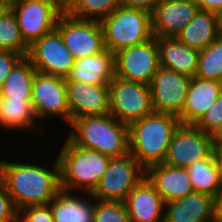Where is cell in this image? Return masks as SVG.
<instances>
[{
  "mask_svg": "<svg viewBox=\"0 0 222 222\" xmlns=\"http://www.w3.org/2000/svg\"><path fill=\"white\" fill-rule=\"evenodd\" d=\"M53 168L50 171L37 164L0 161V177L17 212L25 207L49 204L61 191L57 158Z\"/></svg>",
  "mask_w": 222,
  "mask_h": 222,
  "instance_id": "obj_1",
  "label": "cell"
},
{
  "mask_svg": "<svg viewBox=\"0 0 222 222\" xmlns=\"http://www.w3.org/2000/svg\"><path fill=\"white\" fill-rule=\"evenodd\" d=\"M177 116L152 112L128 126L129 152L146 169L163 163L173 133L180 125Z\"/></svg>",
  "mask_w": 222,
  "mask_h": 222,
  "instance_id": "obj_2",
  "label": "cell"
},
{
  "mask_svg": "<svg viewBox=\"0 0 222 222\" xmlns=\"http://www.w3.org/2000/svg\"><path fill=\"white\" fill-rule=\"evenodd\" d=\"M68 139L76 146L114 158L129 152L128 125L111 114L87 116L71 121Z\"/></svg>",
  "mask_w": 222,
  "mask_h": 222,
  "instance_id": "obj_3",
  "label": "cell"
},
{
  "mask_svg": "<svg viewBox=\"0 0 222 222\" xmlns=\"http://www.w3.org/2000/svg\"><path fill=\"white\" fill-rule=\"evenodd\" d=\"M62 148L57 156L61 190L70 192L82 188L85 193H92L111 158L95 150L78 147L68 138Z\"/></svg>",
  "mask_w": 222,
  "mask_h": 222,
  "instance_id": "obj_4",
  "label": "cell"
},
{
  "mask_svg": "<svg viewBox=\"0 0 222 222\" xmlns=\"http://www.w3.org/2000/svg\"><path fill=\"white\" fill-rule=\"evenodd\" d=\"M100 23L103 28L105 48L113 54L154 37L152 14L142 9L121 5Z\"/></svg>",
  "mask_w": 222,
  "mask_h": 222,
  "instance_id": "obj_5",
  "label": "cell"
},
{
  "mask_svg": "<svg viewBox=\"0 0 222 222\" xmlns=\"http://www.w3.org/2000/svg\"><path fill=\"white\" fill-rule=\"evenodd\" d=\"M109 114L130 125L154 112L150 85L115 76L109 82Z\"/></svg>",
  "mask_w": 222,
  "mask_h": 222,
  "instance_id": "obj_6",
  "label": "cell"
},
{
  "mask_svg": "<svg viewBox=\"0 0 222 222\" xmlns=\"http://www.w3.org/2000/svg\"><path fill=\"white\" fill-rule=\"evenodd\" d=\"M145 177V168L130 153L110 159L106 172L92 193L91 199L123 202Z\"/></svg>",
  "mask_w": 222,
  "mask_h": 222,
  "instance_id": "obj_7",
  "label": "cell"
},
{
  "mask_svg": "<svg viewBox=\"0 0 222 222\" xmlns=\"http://www.w3.org/2000/svg\"><path fill=\"white\" fill-rule=\"evenodd\" d=\"M55 29L75 60L106 49L103 28L99 21L78 19L63 12L57 19Z\"/></svg>",
  "mask_w": 222,
  "mask_h": 222,
  "instance_id": "obj_8",
  "label": "cell"
},
{
  "mask_svg": "<svg viewBox=\"0 0 222 222\" xmlns=\"http://www.w3.org/2000/svg\"><path fill=\"white\" fill-rule=\"evenodd\" d=\"M115 76L150 85L159 65L156 37L140 44L123 48L115 54Z\"/></svg>",
  "mask_w": 222,
  "mask_h": 222,
  "instance_id": "obj_9",
  "label": "cell"
},
{
  "mask_svg": "<svg viewBox=\"0 0 222 222\" xmlns=\"http://www.w3.org/2000/svg\"><path fill=\"white\" fill-rule=\"evenodd\" d=\"M214 150L211 135L205 134L195 125L180 124L173 133L163 163L187 168L196 161L207 158Z\"/></svg>",
  "mask_w": 222,
  "mask_h": 222,
  "instance_id": "obj_10",
  "label": "cell"
},
{
  "mask_svg": "<svg viewBox=\"0 0 222 222\" xmlns=\"http://www.w3.org/2000/svg\"><path fill=\"white\" fill-rule=\"evenodd\" d=\"M26 57L37 72L64 78L75 63L71 51L56 29L34 41L29 46Z\"/></svg>",
  "mask_w": 222,
  "mask_h": 222,
  "instance_id": "obj_11",
  "label": "cell"
},
{
  "mask_svg": "<svg viewBox=\"0 0 222 222\" xmlns=\"http://www.w3.org/2000/svg\"><path fill=\"white\" fill-rule=\"evenodd\" d=\"M191 77L160 66L150 83L154 112L177 116L182 112Z\"/></svg>",
  "mask_w": 222,
  "mask_h": 222,
  "instance_id": "obj_12",
  "label": "cell"
},
{
  "mask_svg": "<svg viewBox=\"0 0 222 222\" xmlns=\"http://www.w3.org/2000/svg\"><path fill=\"white\" fill-rule=\"evenodd\" d=\"M31 103L37 119L46 118L48 115L56 117L59 115L63 116L68 124L71 123L64 77L36 71L32 83Z\"/></svg>",
  "mask_w": 222,
  "mask_h": 222,
  "instance_id": "obj_13",
  "label": "cell"
},
{
  "mask_svg": "<svg viewBox=\"0 0 222 222\" xmlns=\"http://www.w3.org/2000/svg\"><path fill=\"white\" fill-rule=\"evenodd\" d=\"M10 9L16 16L22 38L28 46L52 32L61 14L53 4L39 1L13 3Z\"/></svg>",
  "mask_w": 222,
  "mask_h": 222,
  "instance_id": "obj_14",
  "label": "cell"
},
{
  "mask_svg": "<svg viewBox=\"0 0 222 222\" xmlns=\"http://www.w3.org/2000/svg\"><path fill=\"white\" fill-rule=\"evenodd\" d=\"M71 121L109 114V87L86 82H66Z\"/></svg>",
  "mask_w": 222,
  "mask_h": 222,
  "instance_id": "obj_15",
  "label": "cell"
},
{
  "mask_svg": "<svg viewBox=\"0 0 222 222\" xmlns=\"http://www.w3.org/2000/svg\"><path fill=\"white\" fill-rule=\"evenodd\" d=\"M194 0H158L152 13L154 37H176L198 11Z\"/></svg>",
  "mask_w": 222,
  "mask_h": 222,
  "instance_id": "obj_16",
  "label": "cell"
},
{
  "mask_svg": "<svg viewBox=\"0 0 222 222\" xmlns=\"http://www.w3.org/2000/svg\"><path fill=\"white\" fill-rule=\"evenodd\" d=\"M145 177L161 195L164 203L194 192L186 168L157 163L145 169Z\"/></svg>",
  "mask_w": 222,
  "mask_h": 222,
  "instance_id": "obj_17",
  "label": "cell"
},
{
  "mask_svg": "<svg viewBox=\"0 0 222 222\" xmlns=\"http://www.w3.org/2000/svg\"><path fill=\"white\" fill-rule=\"evenodd\" d=\"M131 222H163L165 203L144 177L123 201Z\"/></svg>",
  "mask_w": 222,
  "mask_h": 222,
  "instance_id": "obj_18",
  "label": "cell"
},
{
  "mask_svg": "<svg viewBox=\"0 0 222 222\" xmlns=\"http://www.w3.org/2000/svg\"><path fill=\"white\" fill-rule=\"evenodd\" d=\"M222 91V82L191 78L182 112L178 115L181 124L195 125L216 101Z\"/></svg>",
  "mask_w": 222,
  "mask_h": 222,
  "instance_id": "obj_19",
  "label": "cell"
},
{
  "mask_svg": "<svg viewBox=\"0 0 222 222\" xmlns=\"http://www.w3.org/2000/svg\"><path fill=\"white\" fill-rule=\"evenodd\" d=\"M115 77V55L109 50L75 60L65 82L109 85Z\"/></svg>",
  "mask_w": 222,
  "mask_h": 222,
  "instance_id": "obj_20",
  "label": "cell"
},
{
  "mask_svg": "<svg viewBox=\"0 0 222 222\" xmlns=\"http://www.w3.org/2000/svg\"><path fill=\"white\" fill-rule=\"evenodd\" d=\"M165 205L163 222H212L213 197L206 194L192 192Z\"/></svg>",
  "mask_w": 222,
  "mask_h": 222,
  "instance_id": "obj_21",
  "label": "cell"
},
{
  "mask_svg": "<svg viewBox=\"0 0 222 222\" xmlns=\"http://www.w3.org/2000/svg\"><path fill=\"white\" fill-rule=\"evenodd\" d=\"M159 65L189 77L196 76L199 50L181 43L176 37H156Z\"/></svg>",
  "mask_w": 222,
  "mask_h": 222,
  "instance_id": "obj_22",
  "label": "cell"
},
{
  "mask_svg": "<svg viewBox=\"0 0 222 222\" xmlns=\"http://www.w3.org/2000/svg\"><path fill=\"white\" fill-rule=\"evenodd\" d=\"M221 23L215 12L198 9L194 18L177 34L185 45L202 50L220 35Z\"/></svg>",
  "mask_w": 222,
  "mask_h": 222,
  "instance_id": "obj_23",
  "label": "cell"
},
{
  "mask_svg": "<svg viewBox=\"0 0 222 222\" xmlns=\"http://www.w3.org/2000/svg\"><path fill=\"white\" fill-rule=\"evenodd\" d=\"M186 170L194 192L214 198L222 191V172L215 150L207 158L189 165Z\"/></svg>",
  "mask_w": 222,
  "mask_h": 222,
  "instance_id": "obj_24",
  "label": "cell"
},
{
  "mask_svg": "<svg viewBox=\"0 0 222 222\" xmlns=\"http://www.w3.org/2000/svg\"><path fill=\"white\" fill-rule=\"evenodd\" d=\"M54 222H93L94 203L61 190L49 203Z\"/></svg>",
  "mask_w": 222,
  "mask_h": 222,
  "instance_id": "obj_25",
  "label": "cell"
},
{
  "mask_svg": "<svg viewBox=\"0 0 222 222\" xmlns=\"http://www.w3.org/2000/svg\"><path fill=\"white\" fill-rule=\"evenodd\" d=\"M36 69L25 56L12 69L5 78L0 97L6 99H31L32 83Z\"/></svg>",
  "mask_w": 222,
  "mask_h": 222,
  "instance_id": "obj_26",
  "label": "cell"
},
{
  "mask_svg": "<svg viewBox=\"0 0 222 222\" xmlns=\"http://www.w3.org/2000/svg\"><path fill=\"white\" fill-rule=\"evenodd\" d=\"M37 119L31 99H6L0 97V124L5 128L34 130ZM34 126V127H33Z\"/></svg>",
  "mask_w": 222,
  "mask_h": 222,
  "instance_id": "obj_27",
  "label": "cell"
},
{
  "mask_svg": "<svg viewBox=\"0 0 222 222\" xmlns=\"http://www.w3.org/2000/svg\"><path fill=\"white\" fill-rule=\"evenodd\" d=\"M121 6V0H72L66 12L75 18L101 22Z\"/></svg>",
  "mask_w": 222,
  "mask_h": 222,
  "instance_id": "obj_28",
  "label": "cell"
},
{
  "mask_svg": "<svg viewBox=\"0 0 222 222\" xmlns=\"http://www.w3.org/2000/svg\"><path fill=\"white\" fill-rule=\"evenodd\" d=\"M196 76L222 82V35L206 48L199 50Z\"/></svg>",
  "mask_w": 222,
  "mask_h": 222,
  "instance_id": "obj_29",
  "label": "cell"
},
{
  "mask_svg": "<svg viewBox=\"0 0 222 222\" xmlns=\"http://www.w3.org/2000/svg\"><path fill=\"white\" fill-rule=\"evenodd\" d=\"M29 46L24 42L14 13L9 9L0 19V50L27 56Z\"/></svg>",
  "mask_w": 222,
  "mask_h": 222,
  "instance_id": "obj_30",
  "label": "cell"
},
{
  "mask_svg": "<svg viewBox=\"0 0 222 222\" xmlns=\"http://www.w3.org/2000/svg\"><path fill=\"white\" fill-rule=\"evenodd\" d=\"M93 222H131L123 202L96 200Z\"/></svg>",
  "mask_w": 222,
  "mask_h": 222,
  "instance_id": "obj_31",
  "label": "cell"
},
{
  "mask_svg": "<svg viewBox=\"0 0 222 222\" xmlns=\"http://www.w3.org/2000/svg\"><path fill=\"white\" fill-rule=\"evenodd\" d=\"M205 134L214 137L222 127V91L219 93L212 107L205 112L201 119L195 124Z\"/></svg>",
  "mask_w": 222,
  "mask_h": 222,
  "instance_id": "obj_32",
  "label": "cell"
},
{
  "mask_svg": "<svg viewBox=\"0 0 222 222\" xmlns=\"http://www.w3.org/2000/svg\"><path fill=\"white\" fill-rule=\"evenodd\" d=\"M18 222H54V218L49 204H46L21 209Z\"/></svg>",
  "mask_w": 222,
  "mask_h": 222,
  "instance_id": "obj_33",
  "label": "cell"
},
{
  "mask_svg": "<svg viewBox=\"0 0 222 222\" xmlns=\"http://www.w3.org/2000/svg\"><path fill=\"white\" fill-rule=\"evenodd\" d=\"M0 222H18V212L0 177Z\"/></svg>",
  "mask_w": 222,
  "mask_h": 222,
  "instance_id": "obj_34",
  "label": "cell"
},
{
  "mask_svg": "<svg viewBox=\"0 0 222 222\" xmlns=\"http://www.w3.org/2000/svg\"><path fill=\"white\" fill-rule=\"evenodd\" d=\"M23 57L17 52L0 50V91L5 78Z\"/></svg>",
  "mask_w": 222,
  "mask_h": 222,
  "instance_id": "obj_35",
  "label": "cell"
},
{
  "mask_svg": "<svg viewBox=\"0 0 222 222\" xmlns=\"http://www.w3.org/2000/svg\"><path fill=\"white\" fill-rule=\"evenodd\" d=\"M158 0H121V5L129 8L142 9L153 13Z\"/></svg>",
  "mask_w": 222,
  "mask_h": 222,
  "instance_id": "obj_36",
  "label": "cell"
},
{
  "mask_svg": "<svg viewBox=\"0 0 222 222\" xmlns=\"http://www.w3.org/2000/svg\"><path fill=\"white\" fill-rule=\"evenodd\" d=\"M201 10L219 13L222 10V0H194Z\"/></svg>",
  "mask_w": 222,
  "mask_h": 222,
  "instance_id": "obj_37",
  "label": "cell"
},
{
  "mask_svg": "<svg viewBox=\"0 0 222 222\" xmlns=\"http://www.w3.org/2000/svg\"><path fill=\"white\" fill-rule=\"evenodd\" d=\"M212 221L222 222V191L213 198Z\"/></svg>",
  "mask_w": 222,
  "mask_h": 222,
  "instance_id": "obj_38",
  "label": "cell"
},
{
  "mask_svg": "<svg viewBox=\"0 0 222 222\" xmlns=\"http://www.w3.org/2000/svg\"><path fill=\"white\" fill-rule=\"evenodd\" d=\"M30 1H39L47 2L53 4L61 13L66 12L67 6L63 0H14V3L30 2Z\"/></svg>",
  "mask_w": 222,
  "mask_h": 222,
  "instance_id": "obj_39",
  "label": "cell"
},
{
  "mask_svg": "<svg viewBox=\"0 0 222 222\" xmlns=\"http://www.w3.org/2000/svg\"><path fill=\"white\" fill-rule=\"evenodd\" d=\"M213 140H214V148L222 147V127L213 137Z\"/></svg>",
  "mask_w": 222,
  "mask_h": 222,
  "instance_id": "obj_40",
  "label": "cell"
},
{
  "mask_svg": "<svg viewBox=\"0 0 222 222\" xmlns=\"http://www.w3.org/2000/svg\"><path fill=\"white\" fill-rule=\"evenodd\" d=\"M10 9V5L4 1L0 0V19L4 16V14Z\"/></svg>",
  "mask_w": 222,
  "mask_h": 222,
  "instance_id": "obj_41",
  "label": "cell"
},
{
  "mask_svg": "<svg viewBox=\"0 0 222 222\" xmlns=\"http://www.w3.org/2000/svg\"><path fill=\"white\" fill-rule=\"evenodd\" d=\"M215 152H216L218 162H219V165H220V169H221V172H222V147L215 148Z\"/></svg>",
  "mask_w": 222,
  "mask_h": 222,
  "instance_id": "obj_42",
  "label": "cell"
},
{
  "mask_svg": "<svg viewBox=\"0 0 222 222\" xmlns=\"http://www.w3.org/2000/svg\"><path fill=\"white\" fill-rule=\"evenodd\" d=\"M1 1H4V2L8 3L9 5L14 3V0H1Z\"/></svg>",
  "mask_w": 222,
  "mask_h": 222,
  "instance_id": "obj_43",
  "label": "cell"
},
{
  "mask_svg": "<svg viewBox=\"0 0 222 222\" xmlns=\"http://www.w3.org/2000/svg\"><path fill=\"white\" fill-rule=\"evenodd\" d=\"M219 20L222 21V10L218 13Z\"/></svg>",
  "mask_w": 222,
  "mask_h": 222,
  "instance_id": "obj_44",
  "label": "cell"
},
{
  "mask_svg": "<svg viewBox=\"0 0 222 222\" xmlns=\"http://www.w3.org/2000/svg\"><path fill=\"white\" fill-rule=\"evenodd\" d=\"M65 5L67 6L72 0H63Z\"/></svg>",
  "mask_w": 222,
  "mask_h": 222,
  "instance_id": "obj_45",
  "label": "cell"
},
{
  "mask_svg": "<svg viewBox=\"0 0 222 222\" xmlns=\"http://www.w3.org/2000/svg\"><path fill=\"white\" fill-rule=\"evenodd\" d=\"M220 23H221L220 35H222V21H220Z\"/></svg>",
  "mask_w": 222,
  "mask_h": 222,
  "instance_id": "obj_46",
  "label": "cell"
}]
</instances>
